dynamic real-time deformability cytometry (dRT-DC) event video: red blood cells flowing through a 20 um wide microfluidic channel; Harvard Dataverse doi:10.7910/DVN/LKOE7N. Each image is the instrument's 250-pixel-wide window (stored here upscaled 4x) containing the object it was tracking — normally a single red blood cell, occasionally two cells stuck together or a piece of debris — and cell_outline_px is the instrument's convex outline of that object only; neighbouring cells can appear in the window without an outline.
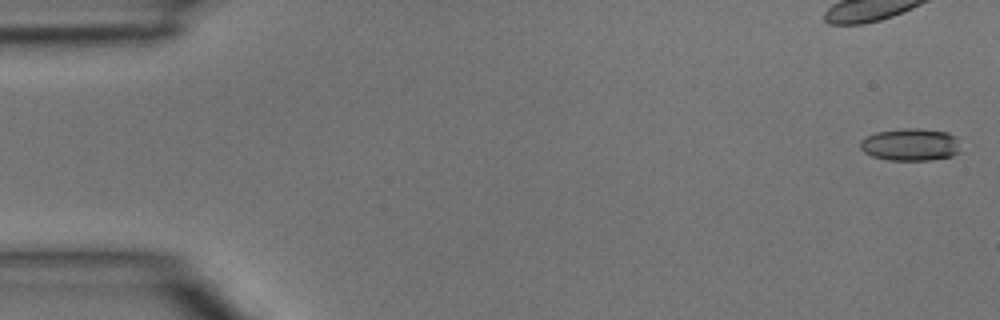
{"species": "common noctule bat (a hibernating species)", "species_latin": "Nyctalus noctula", "temperature_condition": "room temperature", "stored_images_in_passage": 14, "camera_frame_rate_fps": 3000, "um_per_image_px": 0.085, "animal": {"sex": "male", "body_mass_g": 15.6}, "frame": {"image": 1, "passage_image": 1, "time_ms": 0.0, "image_size_px": [1000, 320], "cell_outline_px": [[960, 152], [952, 156], [928, 160], [888, 160], [872, 156], [864, 152], [860, 148], [860, 140], [876, 132], [904, 128], [920, 128], [948, 132], [956, 136]], "centroid_in_image_um": [77.39, 12.28], "position_along_channel_um": 7.6, "area_um2": 19.02}}